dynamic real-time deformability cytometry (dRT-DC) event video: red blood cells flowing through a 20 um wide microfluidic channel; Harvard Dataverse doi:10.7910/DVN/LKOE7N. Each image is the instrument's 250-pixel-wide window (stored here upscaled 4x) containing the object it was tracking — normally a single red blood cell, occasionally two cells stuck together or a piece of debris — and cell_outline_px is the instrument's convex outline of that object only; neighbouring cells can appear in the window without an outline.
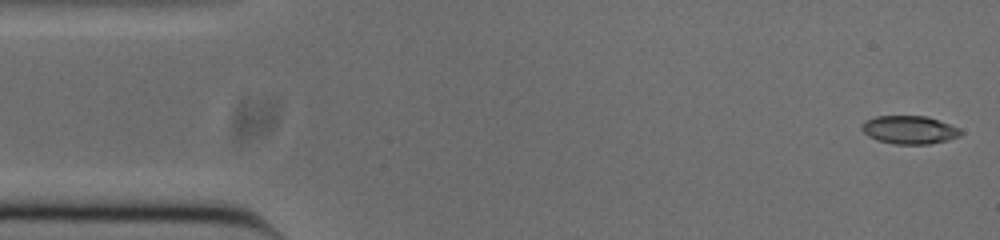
{"species": "common noctule bat (a hibernating species)", "species_latin": "Nyctalus noctula", "temperature_condition": "cold", "stored_images_in_passage": 52, "camera_frame_rate_fps": 3000, "um_per_image_px": 0.085, "animal": {"sex": "male", "body_mass_g": 20.0, "forearm_length_mm": 53.3}, "frame": {"image": 1, "passage_image": 1, "time_ms": 0.0, "image_size_px": [1000, 240], "cell_outline_px": [[964, 132], [960, 136], [948, 140], [928, 144], [892, 144], [876, 140], [868, 136], [860, 128], [864, 120], [876, 116], [924, 116], [960, 128]], "centroid_in_image_um": [77.27, 11.04], "position_along_channel_um": 7.7, "area_um2": 16.3}}
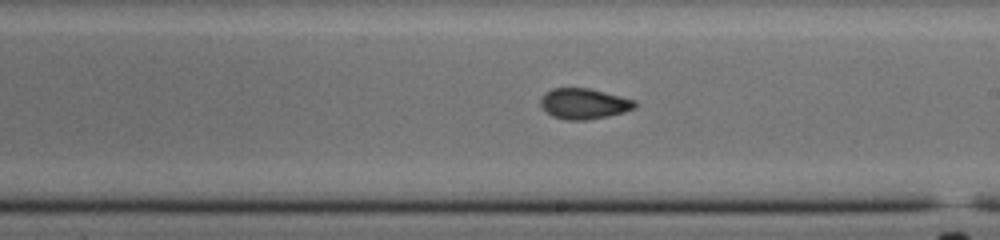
{"frame": {"image": 2, "passage_image": 28, "time_ms": 9.0, "image_size_px": [1000, 240], "cell_outline_px": [[636, 108], [624, 112], [608, 116], [588, 120], [568, 120], [552, 116], [540, 104], [540, 96], [544, 92], [552, 88], [588, 88], [636, 100]], "centroid_in_image_um": [49.63, 8.81], "position_along_channel_um": 239.4, "area_um2": 16.88}}
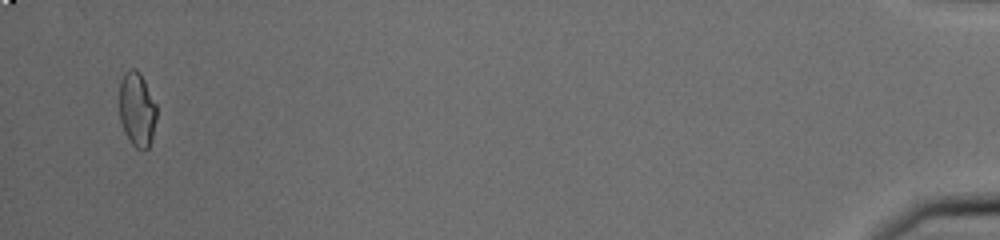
{"frame": {"image": 3, "passage_image": 50, "time_ms": 16.333, "image_size_px": [1000, 240], "cell_outline_px": [[156, 120], [152, 136], [148, 148], [144, 152], [136, 148], [132, 144], [124, 132], [120, 120], [120, 80], [124, 72], [128, 68], [136, 68], [140, 72], [156, 104]], "centroid_in_image_um": [11.64, 9.29], "position_along_channel_um": 423.6, "area_um2": 16.3}, "authors_computed_cell_mechanics": {"area_um2": 16.762, "velocity_mm_per_s": 3.8392, "shape_relaxation_time_tau1_ms": null, "shape_relaxation_time_tau2_ms": 1.5906, "deformation_change_tau1": null, "deformation_change_tau2": 0.0667}}